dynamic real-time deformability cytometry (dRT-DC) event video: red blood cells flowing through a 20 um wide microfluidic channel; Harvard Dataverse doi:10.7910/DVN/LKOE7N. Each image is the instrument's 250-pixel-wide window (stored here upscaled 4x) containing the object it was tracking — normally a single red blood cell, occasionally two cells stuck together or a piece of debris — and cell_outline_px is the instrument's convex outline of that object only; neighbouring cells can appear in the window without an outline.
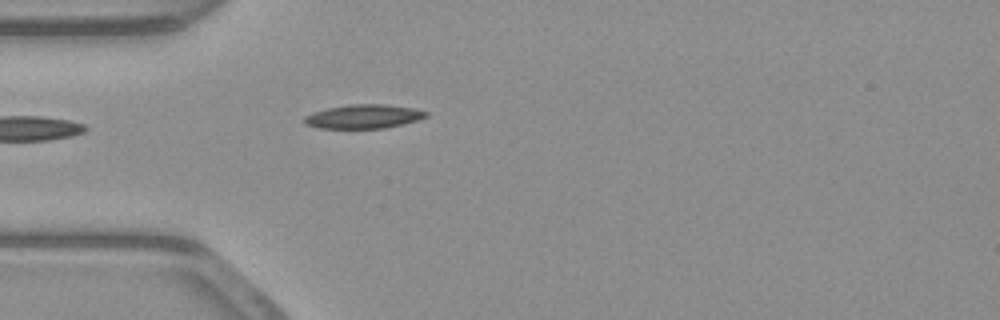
{"species": "common noctule bat (a hibernating species)", "species_latin": "Nyctalus noctula", "temperature_condition": "warm", "stored_images_in_passage": 17, "camera_frame_rate_fps": 3000, "um_per_image_px": 0.085, "animal": {"sex": "male", "body_mass_g": 23.1, "forearm_length_mm": 52.7}, "frame": {"image": 1, "passage_image": 1, "time_ms": 0.0, "image_size_px": [1000, 320], "cell_outline_px": [[428, 116], [416, 120], [384, 128], [316, 128], [304, 124], [304, 116], [312, 112], [328, 108], [352, 104], [384, 104], [412, 108], [428, 112]], "centroid_in_image_um": [30.85, 9.9], "position_along_channel_um": 54.2, "area_um2": 16.82}}
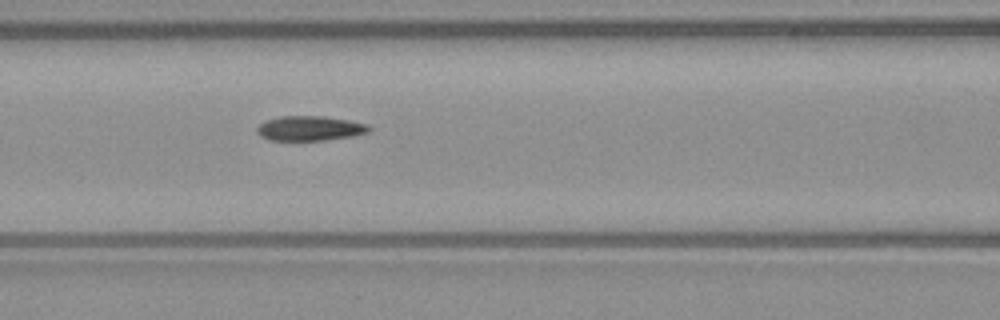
{"frame": {"image": 2, "passage_image": 8, "time_ms": 2.333, "image_size_px": [1000, 320], "cell_outline_px": [[372, 128], [368, 132], [352, 136], [324, 140], [268, 140], [260, 136], [256, 132], [256, 128], [264, 120], [280, 116], [324, 116], [348, 120], [368, 124]], "centroid_in_image_um": [26.31, 10.9], "position_along_channel_um": 140.3, "area_um2": 16.24}}